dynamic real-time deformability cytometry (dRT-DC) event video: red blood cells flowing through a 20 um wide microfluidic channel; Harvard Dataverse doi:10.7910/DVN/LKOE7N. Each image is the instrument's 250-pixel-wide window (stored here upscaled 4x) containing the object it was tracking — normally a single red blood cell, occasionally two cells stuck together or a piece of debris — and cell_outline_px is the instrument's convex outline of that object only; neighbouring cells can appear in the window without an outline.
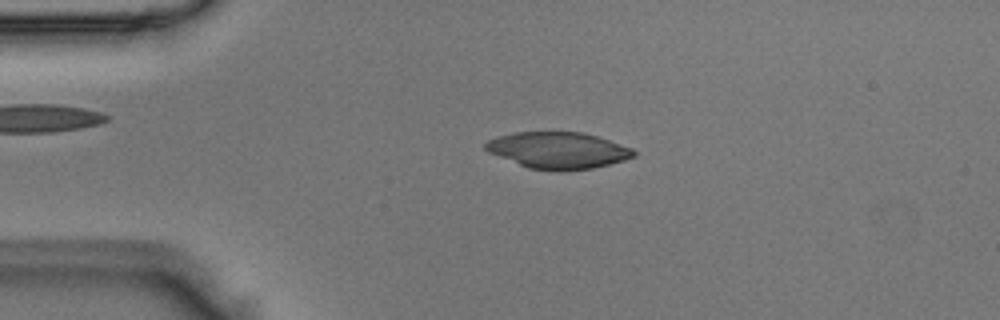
{"species": "Egyptian fruit bat (a non-hibernating species)", "species_latin": "Rousettus aegyptiacus", "temperature_condition": "room temperature", "stored_images_in_passage": 49, "camera_frame_rate_fps": 3000, "um_per_image_px": 0.085, "animal": {"sex": "male"}, "frame": {"image": 1, "passage_image": 10, "time_ms": 3.0, "image_size_px": [1000, 320], "cell_outline_px": [[636, 156], [624, 160], [592, 168], [560, 172], [528, 168], [488, 152], [484, 148], [484, 144], [488, 140], [496, 136], [512, 132], [584, 132], [632, 148], [636, 152]], "centroid_in_image_um": [47.41, 12.78], "position_along_channel_um": 37.6, "area_um2": 31.67}}
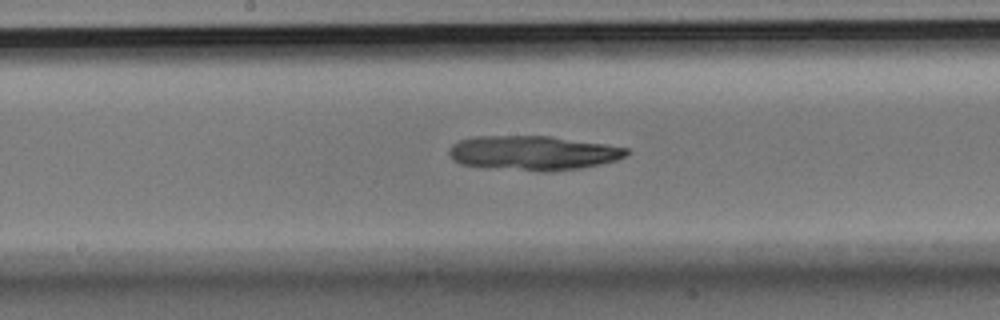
{"frame": {"image": 2, "passage_image": 25, "time_ms": 8.0, "image_size_px": [1000, 320], "cell_outline_px": [[632, 152], [616, 160], [600, 164], [580, 168], [552, 172], [544, 172], [488, 168], [460, 164], [452, 160], [448, 152], [448, 148], [452, 144], [460, 140], [476, 136], [552, 136], [604, 144], [628, 148]], "centroid_in_image_um": [45.29, 13.01], "position_along_channel_um": 202.9, "area_um2": 36.01}}
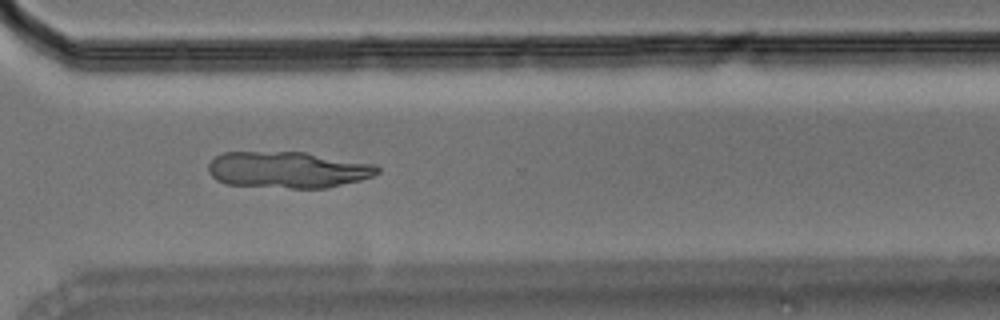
{"frame": {"image": 3, "passage_image": 36, "time_ms": 11.667, "image_size_px": [1000, 320], "cell_outline_px": [[380, 172], [372, 176], [360, 180], [328, 188], [292, 188], [224, 184], [216, 180], [208, 172], [208, 164], [216, 156], [224, 152], [304, 152], [376, 164], [380, 168]], "centroid_in_image_um": [24.47, 14.43], "position_along_channel_um": 346.1, "area_um2": 36.01}}